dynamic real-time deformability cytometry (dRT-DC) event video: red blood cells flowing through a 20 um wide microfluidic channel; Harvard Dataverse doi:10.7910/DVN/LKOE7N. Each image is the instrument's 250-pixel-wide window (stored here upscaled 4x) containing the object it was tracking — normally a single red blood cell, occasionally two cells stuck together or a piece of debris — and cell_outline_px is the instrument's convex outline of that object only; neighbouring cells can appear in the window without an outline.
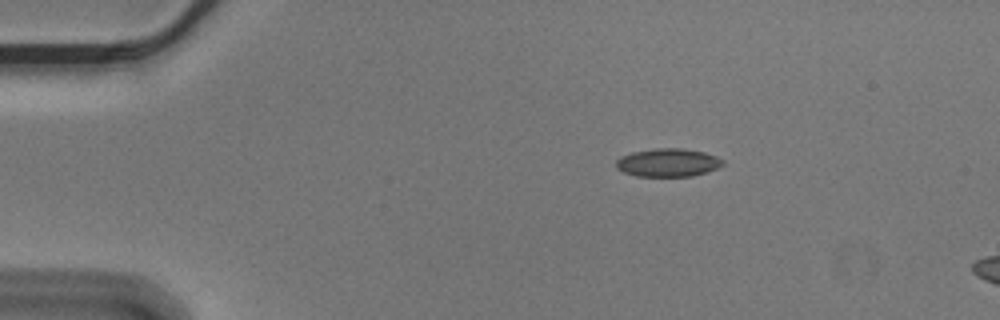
{"species": "Egyptian fruit bat (a non-hibernating species)", "species_latin": "Rousettus aegyptiacus", "temperature_condition": "cold", "stored_images_in_passage": 6, "camera_frame_rate_fps": 3000, "um_per_image_px": 0.085, "animal": {"sex": "male"}, "frame": {"image": 1, "passage_image": 1, "time_ms": 0.0, "image_size_px": [1000, 320], "cell_outline_px": [[724, 164], [720, 168], [708, 172], [692, 176], [636, 176], [624, 172], [616, 168], [616, 160], [620, 156], [632, 152], [656, 148], [684, 148], [704, 152], [716, 156], [724, 160]], "centroid_in_image_um": [56.8, 13.82], "position_along_channel_um": 28.2, "area_um2": 17.74}}